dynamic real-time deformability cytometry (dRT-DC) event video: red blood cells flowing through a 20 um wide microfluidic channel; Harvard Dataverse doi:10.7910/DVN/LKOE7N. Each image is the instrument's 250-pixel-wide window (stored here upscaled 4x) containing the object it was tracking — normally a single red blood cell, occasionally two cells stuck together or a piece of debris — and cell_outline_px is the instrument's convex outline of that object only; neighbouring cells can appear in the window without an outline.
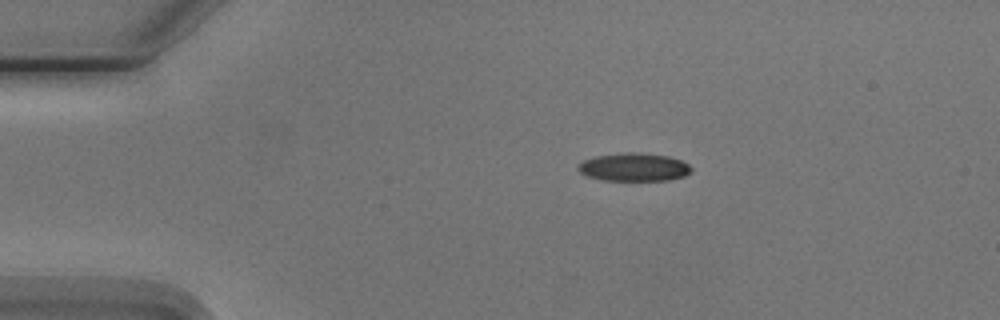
{"species": "Egyptian fruit bat (a non-hibernating species)", "species_latin": "Rousettus aegyptiacus", "temperature_condition": "cold", "stored_images_in_passage": 7, "camera_frame_rate_fps": 3000, "um_per_image_px": 0.085, "animal": {"sex": "male"}, "frame": {"image": 1, "passage_image": 3, "time_ms": 2.333, "image_size_px": [1000, 320], "cell_outline_px": [[692, 172], [684, 176], [668, 180], [600, 180], [588, 176], [580, 172], [576, 168], [576, 164], [584, 160], [596, 156], [624, 152], [636, 152], [668, 156], [680, 160], [688, 164], [692, 168]], "centroid_in_image_um": [53.86, 14.2], "position_along_channel_um": 31.1, "area_um2": 18.61}}
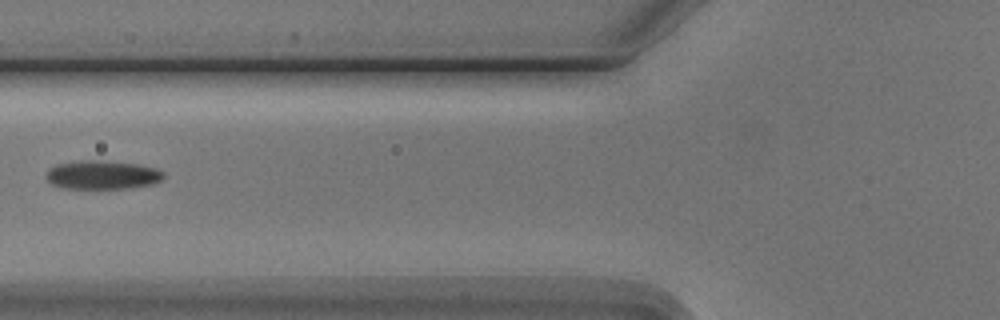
{"frame": {"image": 2, "passage_image": 6, "time_ms": 6.0, "image_size_px": [1000, 320], "cell_outline_px": [[164, 176], [160, 180], [152, 184], [132, 188], [64, 188], [52, 184], [44, 176], [48, 168], [56, 164], [80, 160], [96, 160], [136, 164], [156, 168], [164, 172]], "centroid_in_image_um": [8.66, 14.86], "position_along_channel_um": 117.1, "area_um2": 19.65}}
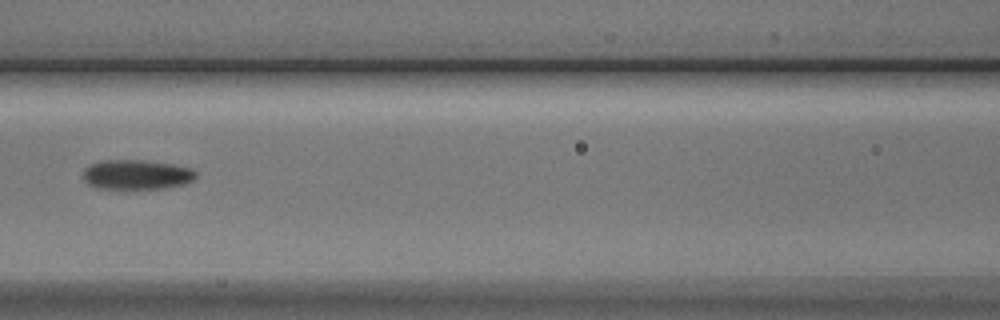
{"frame": {"image": 3, "passage_image": 7, "time_ms": 7.0, "image_size_px": [1000, 320], "cell_outline_px": [[196, 176], [192, 180], [184, 184], [168, 188], [124, 192], [96, 188], [88, 184], [84, 180], [84, 168], [92, 164], [104, 160], [140, 160], [168, 164], [188, 168], [196, 172]], "centroid_in_image_um": [11.55, 14.91], "position_along_channel_um": 155.1, "area_um2": 20.17}}